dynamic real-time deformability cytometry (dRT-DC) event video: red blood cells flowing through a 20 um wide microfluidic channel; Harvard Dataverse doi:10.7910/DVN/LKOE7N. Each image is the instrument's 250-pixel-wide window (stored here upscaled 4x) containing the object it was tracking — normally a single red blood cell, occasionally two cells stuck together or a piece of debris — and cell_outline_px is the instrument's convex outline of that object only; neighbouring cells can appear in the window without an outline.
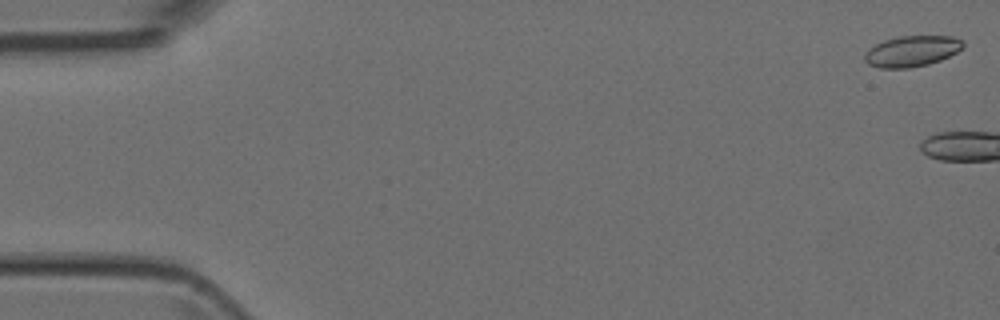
{"species": "Egyptian fruit bat (a non-hibernating species)", "species_latin": "Rousettus aegyptiacus", "temperature_condition": "room temperature", "stored_images_in_passage": 6, "camera_frame_rate_fps": 3000, "um_per_image_px": 0.085, "animal": {"sex": "female"}, "frame": {"image": 1, "passage_image": 1, "time_ms": 0.0, "image_size_px": [1000, 320], "cell_outline_px": [[964, 48], [940, 60], [928, 64], [908, 68], [880, 68], [868, 64], [864, 60], [864, 52], [868, 48], [884, 40], [896, 36], [952, 36], [964, 40]], "centroid_in_image_um": [77.49, 4.34], "position_along_channel_um": 7.5, "area_um2": 17.86}}
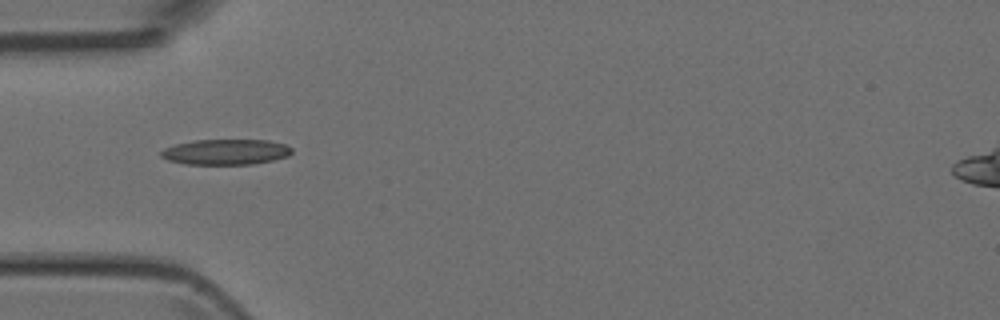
{"frame": {"image": 2, "passage_image": 6, "time_ms": 5.667, "image_size_px": [1000, 320], "cell_outline_px": [[292, 152], [288, 156], [272, 160], [252, 164], [184, 164], [168, 160], [160, 156], [160, 152], [164, 148], [176, 144], [196, 140], [268, 140], [284, 144], [292, 148]], "centroid_in_image_um": [19.18, 12.91], "position_along_channel_um": 65.8, "area_um2": 19.36}}